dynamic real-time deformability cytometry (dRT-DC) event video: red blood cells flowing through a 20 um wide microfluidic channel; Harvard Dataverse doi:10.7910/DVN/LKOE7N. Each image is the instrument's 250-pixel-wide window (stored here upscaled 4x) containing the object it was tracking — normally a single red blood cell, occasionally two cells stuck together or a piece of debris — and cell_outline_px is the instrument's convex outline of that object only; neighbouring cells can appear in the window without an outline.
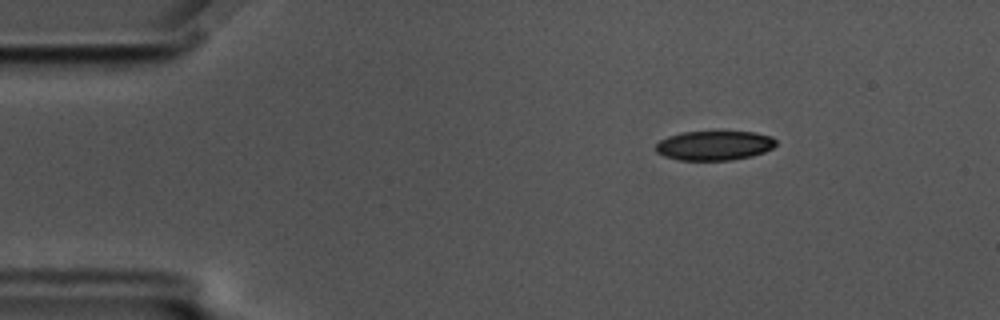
{"species": "common noctule bat (a hibernating species)", "species_latin": "Nyctalus noctula", "temperature_condition": "cold", "stored_images_in_passage": 39, "camera_frame_rate_fps": 3000, "um_per_image_px": 0.085, "animal": {"sex": "male", "body_mass_g": 17.5, "forearm_length_mm": 52.3}, "frame": {"image": 1, "passage_image": 9, "time_ms": 2.667, "image_size_px": [1000, 320], "cell_outline_px": [[776, 144], [772, 148], [764, 152], [752, 156], [732, 160], [680, 160], [664, 156], [656, 152], [656, 144], [660, 140], [668, 136], [680, 132], [756, 132], [772, 136], [776, 140]], "centroid_in_image_um": [60.72, 12.37], "position_along_channel_um": 24.3, "area_um2": 20.69}}
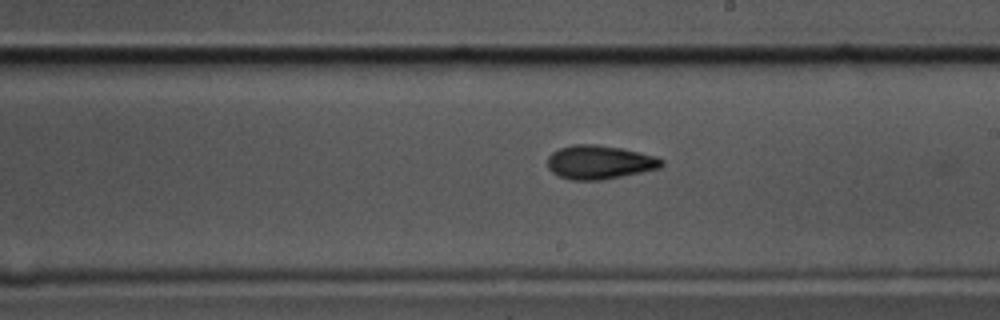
{"frame": {"image": 2, "passage_image": 33, "time_ms": 10.667, "image_size_px": [1000, 320], "cell_outline_px": [[664, 164], [660, 168], [600, 180], [572, 180], [560, 176], [552, 172], [548, 168], [548, 156], [552, 152], [560, 148], [572, 144], [596, 144], [624, 148], [656, 156], [664, 160]], "centroid_in_image_um": [50.96, 13.77], "position_along_channel_um": 238.0, "area_um2": 22.48}}
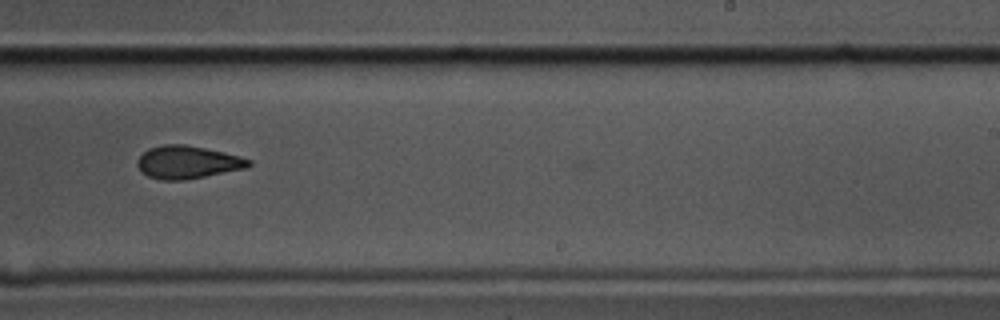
{"frame": {"image": 3, "passage_image": 36, "time_ms": 11.667, "image_size_px": [1000, 320], "cell_outline_px": [[252, 164], [244, 168], [184, 180], [160, 180], [148, 176], [140, 172], [136, 164], [136, 160], [148, 148], [164, 144], [184, 144], [224, 152], [240, 156], [252, 160]], "centroid_in_image_um": [15.89, 13.78], "position_along_channel_um": 273.1, "area_um2": 21.27}}